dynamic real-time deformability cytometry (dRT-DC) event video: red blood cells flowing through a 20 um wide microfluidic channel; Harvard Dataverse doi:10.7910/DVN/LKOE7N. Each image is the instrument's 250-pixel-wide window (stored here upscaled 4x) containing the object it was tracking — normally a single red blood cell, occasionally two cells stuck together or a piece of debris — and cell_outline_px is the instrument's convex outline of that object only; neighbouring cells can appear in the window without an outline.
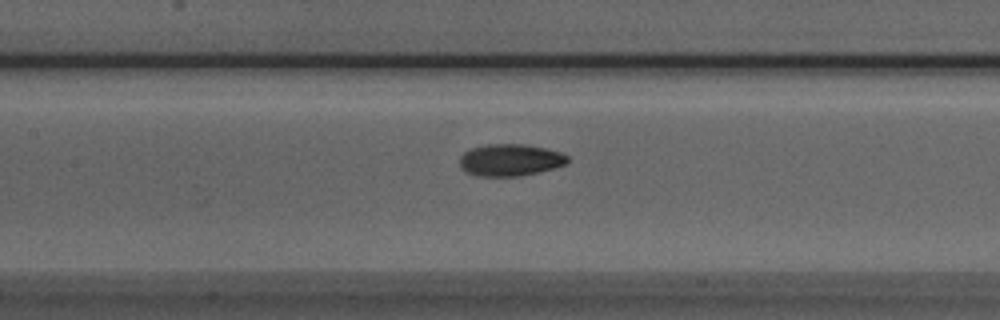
{"species": "Egyptian fruit bat (a non-hibernating species)", "species_latin": "Rousettus aegyptiacus", "temperature_condition": "room temperature", "stored_images_in_passage": 36, "camera_frame_rate_fps": 3000, "um_per_image_px": 0.085, "animal": {"sex": "male"}, "frame": {"image": 1, "passage_image": 13, "time_ms": 4.0, "image_size_px": [1000, 320], "cell_outline_px": [[568, 160], [564, 164], [552, 168], [520, 176], [476, 176], [464, 172], [460, 168], [460, 156], [464, 152], [472, 148], [488, 144], [524, 144], [544, 148], [560, 152], [568, 156]], "centroid_in_image_um": [43.3, 13.6], "position_along_channel_um": 164.1, "area_um2": 20.0}}
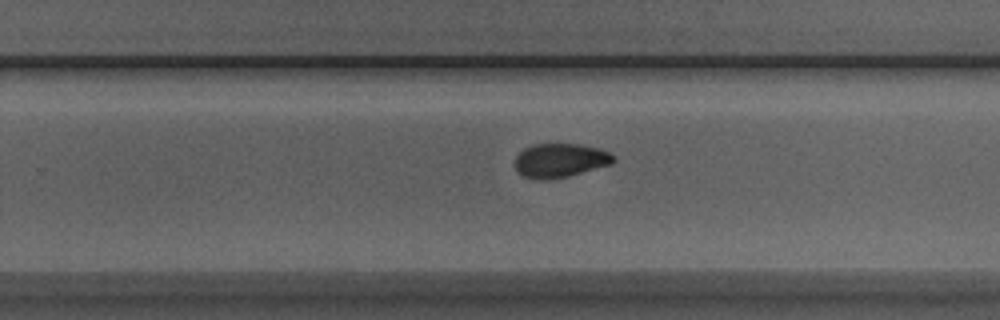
{"frame": {"image": 2, "passage_image": 22, "time_ms": 7.0, "image_size_px": [1000, 320], "cell_outline_px": [[616, 160], [612, 164], [568, 176], [548, 180], [544, 180], [524, 176], [516, 172], [516, 156], [524, 148], [532, 144], [580, 144], [596, 148], [608, 152], [616, 156]], "centroid_in_image_um": [47.62, 13.63], "position_along_channel_um": 282.2, "area_um2": 19.48}}
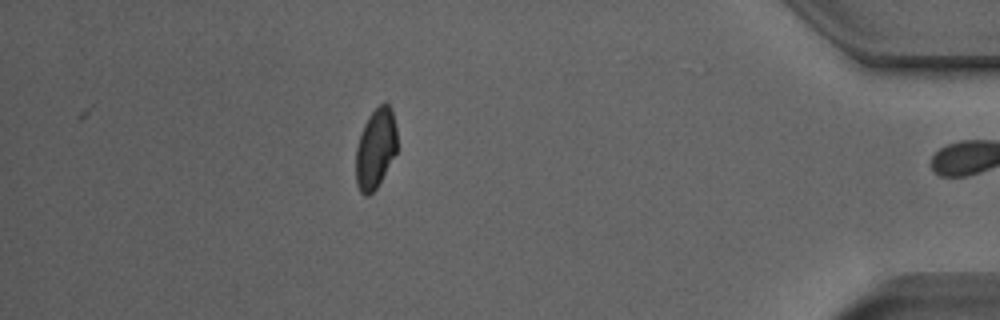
{"frame": {"image": 3, "passage_image": 35, "time_ms": 11.333, "image_size_px": [1000, 320], "cell_outline_px": [[396, 152], [376, 188], [368, 196], [364, 196], [360, 192], [356, 184], [356, 148], [364, 124], [368, 116], [384, 100], [392, 108], [396, 128]], "centroid_in_image_um": [31.91, 12.61], "position_along_channel_um": 403.3, "area_um2": 19.13}, "authors_computed_cell_mechanics": {"area_um2": 19.8543, "velocity_mm_per_s": 3.9577, "shape_relaxation_time_tau1_ms": 4.8427, "shape_relaxation_time_tau2_ms": 2.673, "deformation_change_tau1": 0.1461, "deformation_change_tau2": 0.0646}}